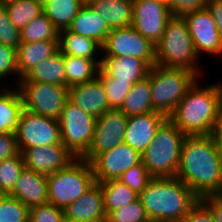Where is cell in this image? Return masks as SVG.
<instances>
[{
  "mask_svg": "<svg viewBox=\"0 0 222 222\" xmlns=\"http://www.w3.org/2000/svg\"><path fill=\"white\" fill-rule=\"evenodd\" d=\"M15 134L21 153L32 147L62 143L59 120L34 114L25 109L21 111Z\"/></svg>",
  "mask_w": 222,
  "mask_h": 222,
  "instance_id": "10",
  "label": "cell"
},
{
  "mask_svg": "<svg viewBox=\"0 0 222 222\" xmlns=\"http://www.w3.org/2000/svg\"><path fill=\"white\" fill-rule=\"evenodd\" d=\"M106 222H151L146 214L141 200L138 198L134 202L126 204L113 210Z\"/></svg>",
  "mask_w": 222,
  "mask_h": 222,
  "instance_id": "37",
  "label": "cell"
},
{
  "mask_svg": "<svg viewBox=\"0 0 222 222\" xmlns=\"http://www.w3.org/2000/svg\"><path fill=\"white\" fill-rule=\"evenodd\" d=\"M47 180L49 203L63 210L96 183L91 163L82 158L47 175Z\"/></svg>",
  "mask_w": 222,
  "mask_h": 222,
  "instance_id": "7",
  "label": "cell"
},
{
  "mask_svg": "<svg viewBox=\"0 0 222 222\" xmlns=\"http://www.w3.org/2000/svg\"><path fill=\"white\" fill-rule=\"evenodd\" d=\"M153 179L143 162L125 171L119 178L125 185L140 194Z\"/></svg>",
  "mask_w": 222,
  "mask_h": 222,
  "instance_id": "39",
  "label": "cell"
},
{
  "mask_svg": "<svg viewBox=\"0 0 222 222\" xmlns=\"http://www.w3.org/2000/svg\"><path fill=\"white\" fill-rule=\"evenodd\" d=\"M23 109L19 89L16 86H9L0 95V133H15L17 131L19 117Z\"/></svg>",
  "mask_w": 222,
  "mask_h": 222,
  "instance_id": "28",
  "label": "cell"
},
{
  "mask_svg": "<svg viewBox=\"0 0 222 222\" xmlns=\"http://www.w3.org/2000/svg\"><path fill=\"white\" fill-rule=\"evenodd\" d=\"M63 216L64 210L49 202L29 210V222H60Z\"/></svg>",
  "mask_w": 222,
  "mask_h": 222,
  "instance_id": "41",
  "label": "cell"
},
{
  "mask_svg": "<svg viewBox=\"0 0 222 222\" xmlns=\"http://www.w3.org/2000/svg\"><path fill=\"white\" fill-rule=\"evenodd\" d=\"M2 79L0 78V95L3 93V92H5L9 87L8 86H11V83H10V85L8 84H6V82L4 81H1ZM5 83V84H4ZM3 84V85H2Z\"/></svg>",
  "mask_w": 222,
  "mask_h": 222,
  "instance_id": "48",
  "label": "cell"
},
{
  "mask_svg": "<svg viewBox=\"0 0 222 222\" xmlns=\"http://www.w3.org/2000/svg\"><path fill=\"white\" fill-rule=\"evenodd\" d=\"M209 0H172L169 10L173 16H183L184 14L204 9Z\"/></svg>",
  "mask_w": 222,
  "mask_h": 222,
  "instance_id": "42",
  "label": "cell"
},
{
  "mask_svg": "<svg viewBox=\"0 0 222 222\" xmlns=\"http://www.w3.org/2000/svg\"><path fill=\"white\" fill-rule=\"evenodd\" d=\"M21 43L20 29L16 28L11 20L3 3H0V44L14 47Z\"/></svg>",
  "mask_w": 222,
  "mask_h": 222,
  "instance_id": "40",
  "label": "cell"
},
{
  "mask_svg": "<svg viewBox=\"0 0 222 222\" xmlns=\"http://www.w3.org/2000/svg\"><path fill=\"white\" fill-rule=\"evenodd\" d=\"M221 80V81H220ZM219 80V83L221 85V89H222V78Z\"/></svg>",
  "mask_w": 222,
  "mask_h": 222,
  "instance_id": "54",
  "label": "cell"
},
{
  "mask_svg": "<svg viewBox=\"0 0 222 222\" xmlns=\"http://www.w3.org/2000/svg\"><path fill=\"white\" fill-rule=\"evenodd\" d=\"M138 198L151 222L182 221L200 200L177 177H153Z\"/></svg>",
  "mask_w": 222,
  "mask_h": 222,
  "instance_id": "3",
  "label": "cell"
},
{
  "mask_svg": "<svg viewBox=\"0 0 222 222\" xmlns=\"http://www.w3.org/2000/svg\"><path fill=\"white\" fill-rule=\"evenodd\" d=\"M142 162V155L126 143L99 153L90 163L97 183L119 179L133 166Z\"/></svg>",
  "mask_w": 222,
  "mask_h": 222,
  "instance_id": "15",
  "label": "cell"
},
{
  "mask_svg": "<svg viewBox=\"0 0 222 222\" xmlns=\"http://www.w3.org/2000/svg\"><path fill=\"white\" fill-rule=\"evenodd\" d=\"M3 4L9 19L20 30L43 13V6L37 0H10Z\"/></svg>",
  "mask_w": 222,
  "mask_h": 222,
  "instance_id": "32",
  "label": "cell"
},
{
  "mask_svg": "<svg viewBox=\"0 0 222 222\" xmlns=\"http://www.w3.org/2000/svg\"><path fill=\"white\" fill-rule=\"evenodd\" d=\"M66 87L83 84L98 77L101 60H91L63 54Z\"/></svg>",
  "mask_w": 222,
  "mask_h": 222,
  "instance_id": "27",
  "label": "cell"
},
{
  "mask_svg": "<svg viewBox=\"0 0 222 222\" xmlns=\"http://www.w3.org/2000/svg\"><path fill=\"white\" fill-rule=\"evenodd\" d=\"M119 110L126 116L154 112L151 100L150 71L147 77L133 85Z\"/></svg>",
  "mask_w": 222,
  "mask_h": 222,
  "instance_id": "29",
  "label": "cell"
},
{
  "mask_svg": "<svg viewBox=\"0 0 222 222\" xmlns=\"http://www.w3.org/2000/svg\"><path fill=\"white\" fill-rule=\"evenodd\" d=\"M69 100L96 118L111 109L104 85L98 77L92 81L70 87Z\"/></svg>",
  "mask_w": 222,
  "mask_h": 222,
  "instance_id": "19",
  "label": "cell"
},
{
  "mask_svg": "<svg viewBox=\"0 0 222 222\" xmlns=\"http://www.w3.org/2000/svg\"><path fill=\"white\" fill-rule=\"evenodd\" d=\"M11 75L13 79L9 78ZM0 78L5 80L6 84H8L7 80L11 79L12 86H17L19 83L16 49L3 44H0Z\"/></svg>",
  "mask_w": 222,
  "mask_h": 222,
  "instance_id": "38",
  "label": "cell"
},
{
  "mask_svg": "<svg viewBox=\"0 0 222 222\" xmlns=\"http://www.w3.org/2000/svg\"><path fill=\"white\" fill-rule=\"evenodd\" d=\"M127 119L128 116L119 109L107 110L99 116L96 120L92 143L81 158L91 162L99 153L124 143Z\"/></svg>",
  "mask_w": 222,
  "mask_h": 222,
  "instance_id": "13",
  "label": "cell"
},
{
  "mask_svg": "<svg viewBox=\"0 0 222 222\" xmlns=\"http://www.w3.org/2000/svg\"><path fill=\"white\" fill-rule=\"evenodd\" d=\"M60 222H75L71 219L66 218L65 216H63V218L60 220Z\"/></svg>",
  "mask_w": 222,
  "mask_h": 222,
  "instance_id": "50",
  "label": "cell"
},
{
  "mask_svg": "<svg viewBox=\"0 0 222 222\" xmlns=\"http://www.w3.org/2000/svg\"><path fill=\"white\" fill-rule=\"evenodd\" d=\"M26 169L44 175L66 168L76 159L74 154L62 143L44 147H32L22 153Z\"/></svg>",
  "mask_w": 222,
  "mask_h": 222,
  "instance_id": "16",
  "label": "cell"
},
{
  "mask_svg": "<svg viewBox=\"0 0 222 222\" xmlns=\"http://www.w3.org/2000/svg\"><path fill=\"white\" fill-rule=\"evenodd\" d=\"M113 56L144 59L152 67L156 64V45L132 26L111 29L102 45L101 57Z\"/></svg>",
  "mask_w": 222,
  "mask_h": 222,
  "instance_id": "11",
  "label": "cell"
},
{
  "mask_svg": "<svg viewBox=\"0 0 222 222\" xmlns=\"http://www.w3.org/2000/svg\"><path fill=\"white\" fill-rule=\"evenodd\" d=\"M64 216L75 222H106L103 190L95 183L79 199L64 209Z\"/></svg>",
  "mask_w": 222,
  "mask_h": 222,
  "instance_id": "18",
  "label": "cell"
},
{
  "mask_svg": "<svg viewBox=\"0 0 222 222\" xmlns=\"http://www.w3.org/2000/svg\"><path fill=\"white\" fill-rule=\"evenodd\" d=\"M100 68L109 77L135 84L148 76L151 66L144 59L113 56L102 57Z\"/></svg>",
  "mask_w": 222,
  "mask_h": 222,
  "instance_id": "21",
  "label": "cell"
},
{
  "mask_svg": "<svg viewBox=\"0 0 222 222\" xmlns=\"http://www.w3.org/2000/svg\"><path fill=\"white\" fill-rule=\"evenodd\" d=\"M37 1L40 5L44 6L46 3H48L51 0H37Z\"/></svg>",
  "mask_w": 222,
  "mask_h": 222,
  "instance_id": "49",
  "label": "cell"
},
{
  "mask_svg": "<svg viewBox=\"0 0 222 222\" xmlns=\"http://www.w3.org/2000/svg\"><path fill=\"white\" fill-rule=\"evenodd\" d=\"M199 60L186 21L182 16H172L156 44V64L184 68L193 71L200 78L203 77L204 70Z\"/></svg>",
  "mask_w": 222,
  "mask_h": 222,
  "instance_id": "4",
  "label": "cell"
},
{
  "mask_svg": "<svg viewBox=\"0 0 222 222\" xmlns=\"http://www.w3.org/2000/svg\"><path fill=\"white\" fill-rule=\"evenodd\" d=\"M29 208L9 195H0V222H29Z\"/></svg>",
  "mask_w": 222,
  "mask_h": 222,
  "instance_id": "36",
  "label": "cell"
},
{
  "mask_svg": "<svg viewBox=\"0 0 222 222\" xmlns=\"http://www.w3.org/2000/svg\"><path fill=\"white\" fill-rule=\"evenodd\" d=\"M198 78L168 117L185 135H211L222 116V89L219 80L203 85Z\"/></svg>",
  "mask_w": 222,
  "mask_h": 222,
  "instance_id": "2",
  "label": "cell"
},
{
  "mask_svg": "<svg viewBox=\"0 0 222 222\" xmlns=\"http://www.w3.org/2000/svg\"><path fill=\"white\" fill-rule=\"evenodd\" d=\"M212 138L216 144L217 151L222 158V116L219 121L215 124L212 134Z\"/></svg>",
  "mask_w": 222,
  "mask_h": 222,
  "instance_id": "47",
  "label": "cell"
},
{
  "mask_svg": "<svg viewBox=\"0 0 222 222\" xmlns=\"http://www.w3.org/2000/svg\"><path fill=\"white\" fill-rule=\"evenodd\" d=\"M20 153L14 132L0 133V161L13 158Z\"/></svg>",
  "mask_w": 222,
  "mask_h": 222,
  "instance_id": "43",
  "label": "cell"
},
{
  "mask_svg": "<svg viewBox=\"0 0 222 222\" xmlns=\"http://www.w3.org/2000/svg\"><path fill=\"white\" fill-rule=\"evenodd\" d=\"M97 118L77 107L69 99L65 102L59 118L62 144L76 158H81L89 149Z\"/></svg>",
  "mask_w": 222,
  "mask_h": 222,
  "instance_id": "9",
  "label": "cell"
},
{
  "mask_svg": "<svg viewBox=\"0 0 222 222\" xmlns=\"http://www.w3.org/2000/svg\"><path fill=\"white\" fill-rule=\"evenodd\" d=\"M176 177L199 198L222 194V158L211 135H186Z\"/></svg>",
  "mask_w": 222,
  "mask_h": 222,
  "instance_id": "1",
  "label": "cell"
},
{
  "mask_svg": "<svg viewBox=\"0 0 222 222\" xmlns=\"http://www.w3.org/2000/svg\"><path fill=\"white\" fill-rule=\"evenodd\" d=\"M25 169L21 152L13 158L0 161V195H9Z\"/></svg>",
  "mask_w": 222,
  "mask_h": 222,
  "instance_id": "34",
  "label": "cell"
},
{
  "mask_svg": "<svg viewBox=\"0 0 222 222\" xmlns=\"http://www.w3.org/2000/svg\"><path fill=\"white\" fill-rule=\"evenodd\" d=\"M7 1H10V0H0V3H5Z\"/></svg>",
  "mask_w": 222,
  "mask_h": 222,
  "instance_id": "53",
  "label": "cell"
},
{
  "mask_svg": "<svg viewBox=\"0 0 222 222\" xmlns=\"http://www.w3.org/2000/svg\"><path fill=\"white\" fill-rule=\"evenodd\" d=\"M167 119L159 112L128 116L124 143L138 151L141 155L152 142L157 129Z\"/></svg>",
  "mask_w": 222,
  "mask_h": 222,
  "instance_id": "17",
  "label": "cell"
},
{
  "mask_svg": "<svg viewBox=\"0 0 222 222\" xmlns=\"http://www.w3.org/2000/svg\"><path fill=\"white\" fill-rule=\"evenodd\" d=\"M83 5L81 0H51L43 6V13L61 31L70 26Z\"/></svg>",
  "mask_w": 222,
  "mask_h": 222,
  "instance_id": "30",
  "label": "cell"
},
{
  "mask_svg": "<svg viewBox=\"0 0 222 222\" xmlns=\"http://www.w3.org/2000/svg\"><path fill=\"white\" fill-rule=\"evenodd\" d=\"M187 23L199 58L203 55L222 57V39L216 23L207 8L188 12L182 16Z\"/></svg>",
  "mask_w": 222,
  "mask_h": 222,
  "instance_id": "12",
  "label": "cell"
},
{
  "mask_svg": "<svg viewBox=\"0 0 222 222\" xmlns=\"http://www.w3.org/2000/svg\"><path fill=\"white\" fill-rule=\"evenodd\" d=\"M198 78L193 71L184 68L152 66L150 87L154 111L168 118Z\"/></svg>",
  "mask_w": 222,
  "mask_h": 222,
  "instance_id": "6",
  "label": "cell"
},
{
  "mask_svg": "<svg viewBox=\"0 0 222 222\" xmlns=\"http://www.w3.org/2000/svg\"><path fill=\"white\" fill-rule=\"evenodd\" d=\"M99 184L103 190L104 208L107 216L113 210L132 203L138 199L139 194H137L119 179L103 181Z\"/></svg>",
  "mask_w": 222,
  "mask_h": 222,
  "instance_id": "31",
  "label": "cell"
},
{
  "mask_svg": "<svg viewBox=\"0 0 222 222\" xmlns=\"http://www.w3.org/2000/svg\"><path fill=\"white\" fill-rule=\"evenodd\" d=\"M200 201L209 209L216 222H222V194L206 195Z\"/></svg>",
  "mask_w": 222,
  "mask_h": 222,
  "instance_id": "45",
  "label": "cell"
},
{
  "mask_svg": "<svg viewBox=\"0 0 222 222\" xmlns=\"http://www.w3.org/2000/svg\"><path fill=\"white\" fill-rule=\"evenodd\" d=\"M21 42L59 40V31L44 13L20 30Z\"/></svg>",
  "mask_w": 222,
  "mask_h": 222,
  "instance_id": "33",
  "label": "cell"
},
{
  "mask_svg": "<svg viewBox=\"0 0 222 222\" xmlns=\"http://www.w3.org/2000/svg\"><path fill=\"white\" fill-rule=\"evenodd\" d=\"M206 8L211 13L222 39V0H209Z\"/></svg>",
  "mask_w": 222,
  "mask_h": 222,
  "instance_id": "46",
  "label": "cell"
},
{
  "mask_svg": "<svg viewBox=\"0 0 222 222\" xmlns=\"http://www.w3.org/2000/svg\"><path fill=\"white\" fill-rule=\"evenodd\" d=\"M88 5L110 30L132 26L133 0H93Z\"/></svg>",
  "mask_w": 222,
  "mask_h": 222,
  "instance_id": "23",
  "label": "cell"
},
{
  "mask_svg": "<svg viewBox=\"0 0 222 222\" xmlns=\"http://www.w3.org/2000/svg\"><path fill=\"white\" fill-rule=\"evenodd\" d=\"M16 87L26 111L57 120L69 99V88L62 85L30 82L21 78Z\"/></svg>",
  "mask_w": 222,
  "mask_h": 222,
  "instance_id": "8",
  "label": "cell"
},
{
  "mask_svg": "<svg viewBox=\"0 0 222 222\" xmlns=\"http://www.w3.org/2000/svg\"><path fill=\"white\" fill-rule=\"evenodd\" d=\"M67 29L87 38L94 39L101 46L110 32L104 20L88 4H84L81 7Z\"/></svg>",
  "mask_w": 222,
  "mask_h": 222,
  "instance_id": "24",
  "label": "cell"
},
{
  "mask_svg": "<svg viewBox=\"0 0 222 222\" xmlns=\"http://www.w3.org/2000/svg\"><path fill=\"white\" fill-rule=\"evenodd\" d=\"M25 81L42 82L66 86L63 54L58 51L52 57L42 60L23 77Z\"/></svg>",
  "mask_w": 222,
  "mask_h": 222,
  "instance_id": "26",
  "label": "cell"
},
{
  "mask_svg": "<svg viewBox=\"0 0 222 222\" xmlns=\"http://www.w3.org/2000/svg\"><path fill=\"white\" fill-rule=\"evenodd\" d=\"M9 196L20 200L29 209L48 203L47 175L25 168Z\"/></svg>",
  "mask_w": 222,
  "mask_h": 222,
  "instance_id": "20",
  "label": "cell"
},
{
  "mask_svg": "<svg viewBox=\"0 0 222 222\" xmlns=\"http://www.w3.org/2000/svg\"><path fill=\"white\" fill-rule=\"evenodd\" d=\"M59 51V40L21 42L16 48L19 80L42 60L52 57Z\"/></svg>",
  "mask_w": 222,
  "mask_h": 222,
  "instance_id": "22",
  "label": "cell"
},
{
  "mask_svg": "<svg viewBox=\"0 0 222 222\" xmlns=\"http://www.w3.org/2000/svg\"><path fill=\"white\" fill-rule=\"evenodd\" d=\"M98 78L104 85L109 107L120 109L134 84L130 81L116 80L114 77H109L101 68Z\"/></svg>",
  "mask_w": 222,
  "mask_h": 222,
  "instance_id": "35",
  "label": "cell"
},
{
  "mask_svg": "<svg viewBox=\"0 0 222 222\" xmlns=\"http://www.w3.org/2000/svg\"><path fill=\"white\" fill-rule=\"evenodd\" d=\"M159 1L165 3V4L168 5V6H169V5L171 4V2H172V0H159Z\"/></svg>",
  "mask_w": 222,
  "mask_h": 222,
  "instance_id": "51",
  "label": "cell"
},
{
  "mask_svg": "<svg viewBox=\"0 0 222 222\" xmlns=\"http://www.w3.org/2000/svg\"><path fill=\"white\" fill-rule=\"evenodd\" d=\"M186 135L167 118L142 153V162L153 177H176Z\"/></svg>",
  "mask_w": 222,
  "mask_h": 222,
  "instance_id": "5",
  "label": "cell"
},
{
  "mask_svg": "<svg viewBox=\"0 0 222 222\" xmlns=\"http://www.w3.org/2000/svg\"><path fill=\"white\" fill-rule=\"evenodd\" d=\"M172 16L169 6L159 0H133L132 27L155 45Z\"/></svg>",
  "mask_w": 222,
  "mask_h": 222,
  "instance_id": "14",
  "label": "cell"
},
{
  "mask_svg": "<svg viewBox=\"0 0 222 222\" xmlns=\"http://www.w3.org/2000/svg\"><path fill=\"white\" fill-rule=\"evenodd\" d=\"M59 51L64 55L91 60L102 59V46L97 41L71 32L68 29L59 31Z\"/></svg>",
  "mask_w": 222,
  "mask_h": 222,
  "instance_id": "25",
  "label": "cell"
},
{
  "mask_svg": "<svg viewBox=\"0 0 222 222\" xmlns=\"http://www.w3.org/2000/svg\"><path fill=\"white\" fill-rule=\"evenodd\" d=\"M84 4H88L90 1H93V0H81Z\"/></svg>",
  "mask_w": 222,
  "mask_h": 222,
  "instance_id": "52",
  "label": "cell"
},
{
  "mask_svg": "<svg viewBox=\"0 0 222 222\" xmlns=\"http://www.w3.org/2000/svg\"><path fill=\"white\" fill-rule=\"evenodd\" d=\"M182 222H216L209 209L199 200Z\"/></svg>",
  "mask_w": 222,
  "mask_h": 222,
  "instance_id": "44",
  "label": "cell"
}]
</instances>
